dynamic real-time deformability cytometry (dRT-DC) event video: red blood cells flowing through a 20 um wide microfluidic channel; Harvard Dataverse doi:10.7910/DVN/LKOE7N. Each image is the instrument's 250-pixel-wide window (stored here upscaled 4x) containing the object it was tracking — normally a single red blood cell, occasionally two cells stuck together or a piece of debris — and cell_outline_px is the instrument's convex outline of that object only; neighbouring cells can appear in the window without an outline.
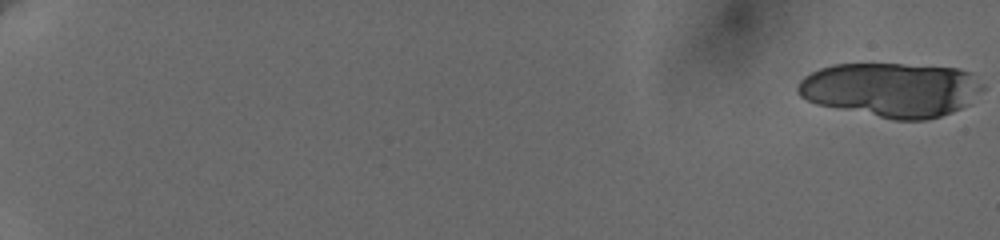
{"species": "human", "species_latin": "Homo sapiens", "temperature_condition": "cold", "stored_images_in_passage": 30, "camera_frame_rate_fps": 3000, "um_per_image_px": 0.085, "donor": {"sex": "female"}, "frame": {"image": 1, "passage_image": 1, "time_ms": 0.0, "image_size_px": [1000, 240], "cell_outline_px": [[984, 88], [968, 104], [952, 112], [928, 120], [896, 120], [816, 104], [800, 96], [796, 92], [796, 84], [804, 76], [820, 68], [832, 64], [900, 64], [960, 68], [972, 72], [984, 84]], "centroid_in_image_um": [75.76, 7.61], "position_along_channel_um": 9.2, "area_um2": 58.9}}